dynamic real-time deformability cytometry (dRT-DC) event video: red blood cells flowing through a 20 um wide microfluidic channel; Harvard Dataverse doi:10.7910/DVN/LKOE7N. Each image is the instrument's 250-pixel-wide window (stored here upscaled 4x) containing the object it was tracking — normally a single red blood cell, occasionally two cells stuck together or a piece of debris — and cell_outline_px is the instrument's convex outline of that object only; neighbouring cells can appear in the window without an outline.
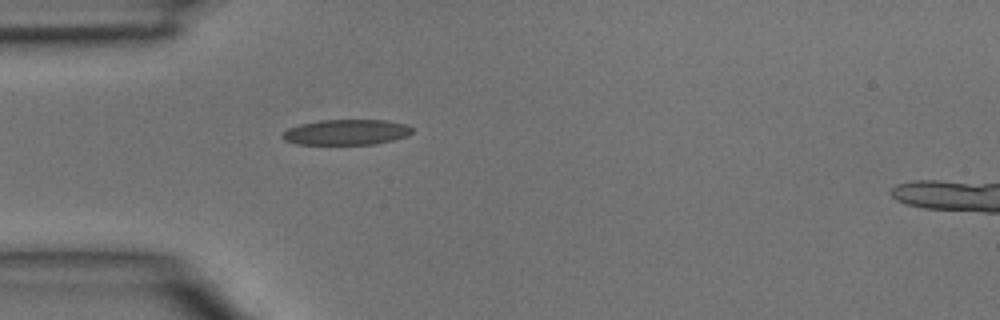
{"species": "common noctule bat (a hibernating species)", "species_latin": "Nyctalus noctula", "temperature_condition": "room temperature", "stored_images_in_passage": 1, "camera_frame_rate_fps": 3000, "um_per_image_px": 0.085, "animal": {"sex": "male", "body_mass_g": 15.6}, "frame": {"image": 1, "passage_image": 1, "time_ms": 0.0, "image_size_px": [1000, 320], "cell_outline_px": [[412, 132], [408, 136], [376, 144], [296, 144], [284, 140], [280, 136], [288, 128], [300, 124], [320, 120], [388, 120], [408, 124], [412, 128]], "centroid_in_image_um": [29.45, 11.23], "position_along_channel_um": 55.5, "area_um2": 19.36}}